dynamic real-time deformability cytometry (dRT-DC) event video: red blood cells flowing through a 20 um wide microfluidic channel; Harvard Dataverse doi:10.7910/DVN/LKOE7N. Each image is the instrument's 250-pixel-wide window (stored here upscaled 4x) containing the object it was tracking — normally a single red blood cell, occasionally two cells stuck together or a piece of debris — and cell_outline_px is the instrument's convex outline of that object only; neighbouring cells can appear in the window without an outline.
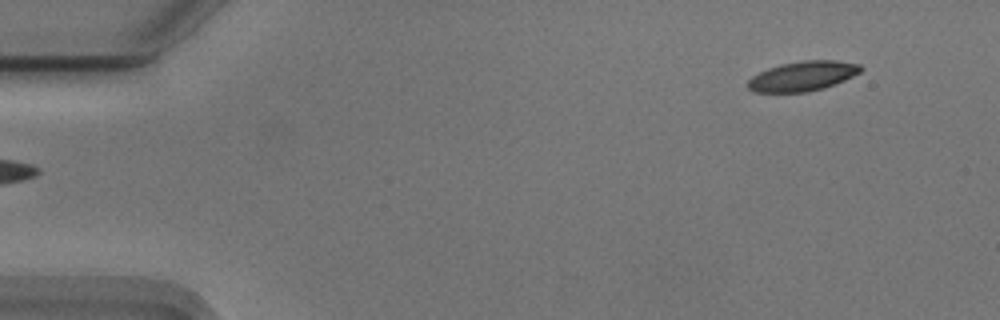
{"species": "Egyptian fruit bat (a non-hibernating species)", "species_latin": "Rousettus aegyptiacus", "temperature_condition": "cold", "stored_images_in_passage": 13, "camera_frame_rate_fps": 3000, "um_per_image_px": 0.085, "animal": {"sex": "male"}, "frame": {"image": 1, "passage_image": 1, "time_ms": 0.0, "image_size_px": [1000, 320], "cell_outline_px": [[864, 68], [860, 72], [844, 80], [824, 88], [808, 92], [752, 92], [748, 88], [748, 80], [752, 76], [768, 68], [780, 64], [804, 60], [836, 60], [860, 64]], "centroid_in_image_um": [68.23, 6.46], "position_along_channel_um": 16.8, "area_um2": 19.59}}
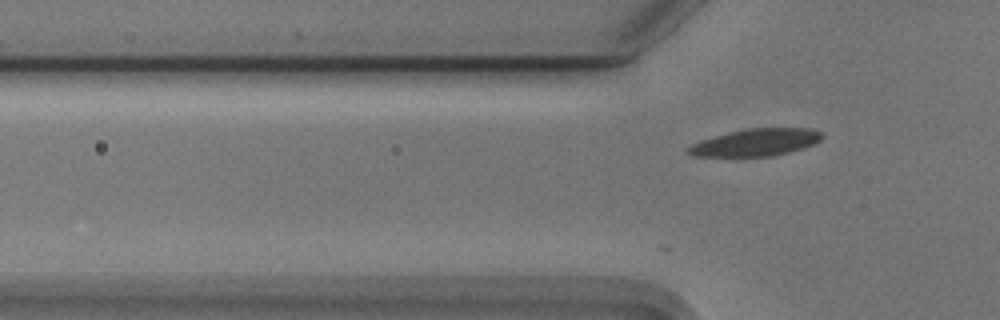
{"frame": {"image": 2, "passage_image": 13, "time_ms": 4.0, "image_size_px": [1000, 320], "cell_outline_px": [[824, 136], [820, 140], [812, 144], [788, 152], [772, 156], [692, 156], [688, 152], [688, 148], [692, 144], [700, 140], [728, 132], [748, 128], [812, 128], [820, 132]], "centroid_in_image_um": [64.23, 12.09], "position_along_channel_um": 61.6, "area_um2": 20.98}}